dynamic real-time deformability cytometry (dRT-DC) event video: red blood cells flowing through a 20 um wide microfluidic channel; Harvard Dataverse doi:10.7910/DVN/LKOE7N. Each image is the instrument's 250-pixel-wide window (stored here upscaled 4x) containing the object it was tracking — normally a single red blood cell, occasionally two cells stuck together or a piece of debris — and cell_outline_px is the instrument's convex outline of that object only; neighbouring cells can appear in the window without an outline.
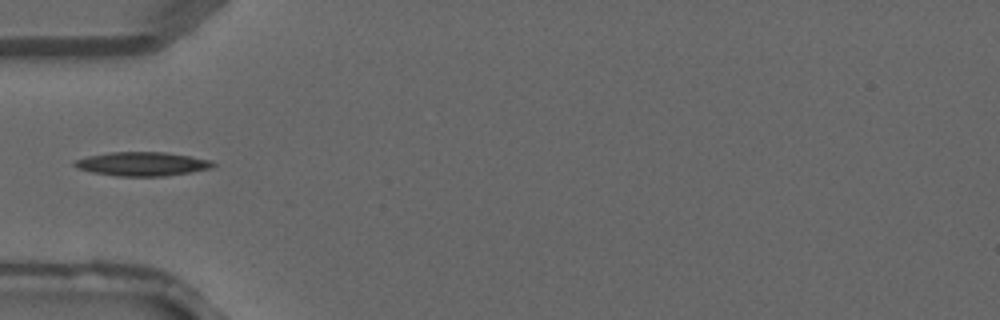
{"species": "common noctule bat (a hibernating species)", "species_latin": "Nyctalus noctula", "temperature_condition": "warm", "stored_images_in_passage": 14, "camera_frame_rate_fps": 3000, "um_per_image_px": 0.085, "animal": {"sex": "male", "forearm_length_mm": 52.5}, "frame": {"image": 1, "passage_image": 11, "time_ms": 3.333, "image_size_px": [1000, 320], "cell_outline_px": [[216, 164], [212, 168], [168, 176], [116, 176], [92, 172], [76, 168], [72, 164], [72, 160], [88, 156], [108, 152], [164, 152], [212, 160]], "centroid_in_image_um": [12.05, 13.93], "position_along_channel_um": 73.0, "area_um2": 19.42}}